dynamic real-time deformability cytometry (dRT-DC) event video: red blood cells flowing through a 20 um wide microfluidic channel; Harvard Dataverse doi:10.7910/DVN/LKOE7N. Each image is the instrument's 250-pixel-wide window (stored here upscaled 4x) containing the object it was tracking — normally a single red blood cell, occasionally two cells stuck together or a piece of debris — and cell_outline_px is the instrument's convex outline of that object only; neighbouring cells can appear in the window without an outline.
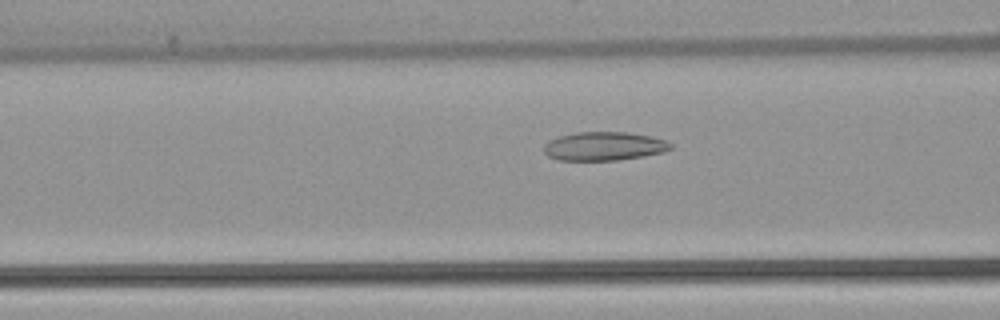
{"species": "common noctule bat (a hibernating species)", "species_latin": "Nyctalus noctula", "temperature_condition": "warm", "stored_images_in_passage": 53, "camera_frame_rate_fps": 3000, "um_per_image_px": 0.085, "animal": {"sex": "female", "body_mass_g": 22.7, "forearm_length_mm": 54.2}, "frame": {"image": 1, "passage_image": 21, "time_ms": 6.667, "image_size_px": [1000, 320], "cell_outline_px": [[672, 148], [664, 152], [644, 156], [616, 160], [556, 160], [548, 156], [544, 152], [544, 144], [548, 140], [560, 136], [576, 132], [628, 132], [652, 136], [664, 140], [672, 144]], "centroid_in_image_um": [51.33, 12.42], "position_along_channel_um": 115.3, "area_um2": 21.27}}
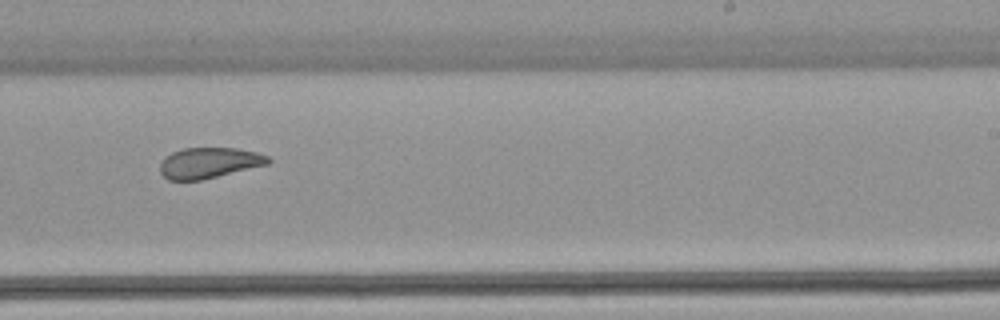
{"frame": {"image": 2, "passage_image": 33, "time_ms": 10.667, "image_size_px": [1000, 320], "cell_outline_px": [[272, 160], [268, 164], [200, 180], [168, 180], [160, 172], [160, 164], [164, 156], [172, 152], [184, 148], [236, 148], [256, 152], [268, 156]], "centroid_in_image_um": [17.75, 13.83], "position_along_channel_um": 271.2, "area_um2": 19.25}}
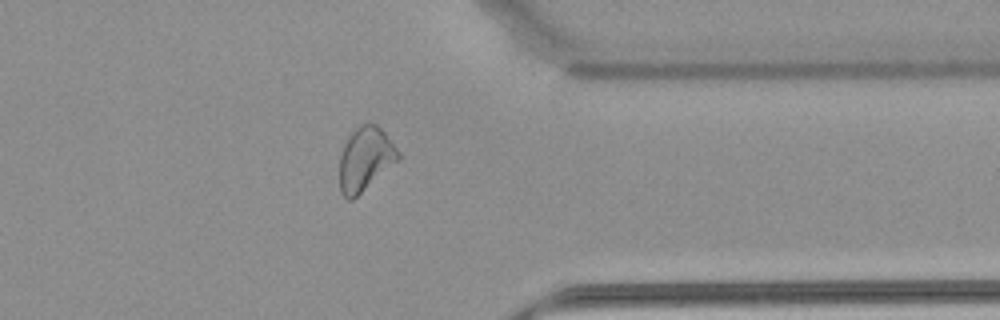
{"frame": {"image": 3, "passage_image": 42, "time_ms": 13.667, "image_size_px": [1000, 320], "cell_outline_px": [[400, 160], [352, 200], [348, 200], [340, 192], [340, 152], [348, 136], [356, 128], [364, 124], [376, 124], [384, 132], [400, 152]], "centroid_in_image_um": [31.05, 13.53], "position_along_channel_um": 380.3, "area_um2": 21.73}, "authors_computed_cell_mechanics": {"area_um2": 24.3338, "velocity_mm_per_s": 3.9058, "shape_relaxation_time_tau1_ms": null, "shape_relaxation_time_tau2_ms": 2.3465, "deformation_change_tau1": null, "deformation_change_tau2": 0.0978}}